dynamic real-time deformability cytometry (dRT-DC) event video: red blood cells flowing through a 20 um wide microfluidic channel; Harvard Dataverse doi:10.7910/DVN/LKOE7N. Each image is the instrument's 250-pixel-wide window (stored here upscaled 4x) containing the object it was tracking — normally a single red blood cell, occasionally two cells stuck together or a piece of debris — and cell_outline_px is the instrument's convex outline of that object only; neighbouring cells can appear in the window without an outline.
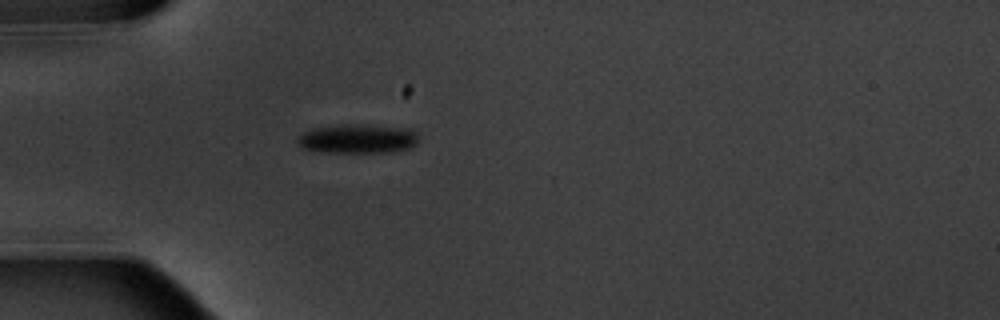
{"species": "common noctule bat (a hibernating species)", "species_latin": "Nyctalus noctula", "temperature_condition": "warm", "stored_images_in_passage": 5, "camera_frame_rate_fps": 3000, "um_per_image_px": 0.085, "animal": {"sex": "male", "body_mass_g": 20.1, "forearm_length_mm": 53.5}, "frame": {"image": 1, "passage_image": 5, "time_ms": 5.0, "image_size_px": [1000, 320], "cell_outline_px": [[416, 144], [408, 148], [392, 152], [324, 152], [304, 148], [296, 140], [304, 132], [312, 128], [344, 124], [356, 124], [408, 128], [416, 132]], "centroid_in_image_um": [30.4, 11.79], "position_along_channel_um": 54.6, "area_um2": 20.35}}